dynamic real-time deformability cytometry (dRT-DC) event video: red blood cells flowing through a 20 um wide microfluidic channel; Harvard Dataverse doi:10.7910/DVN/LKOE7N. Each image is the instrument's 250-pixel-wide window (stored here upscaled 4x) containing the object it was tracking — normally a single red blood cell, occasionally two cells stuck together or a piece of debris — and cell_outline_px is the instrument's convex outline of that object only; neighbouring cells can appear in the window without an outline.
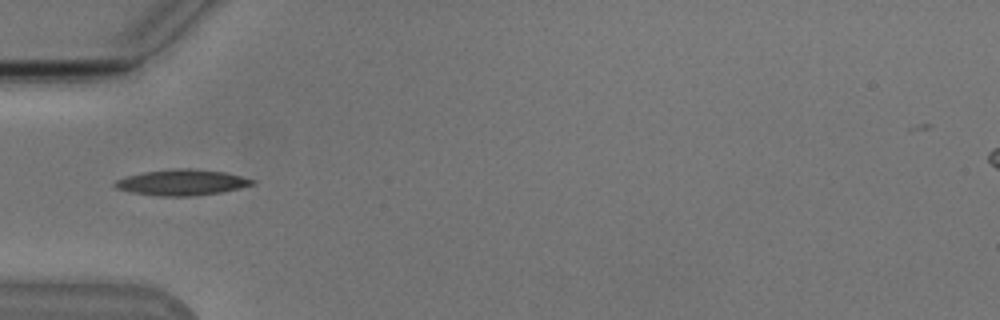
{"species": "Egyptian fruit bat (a non-hibernating species)", "species_latin": "Rousettus aegyptiacus", "temperature_condition": "cold", "stored_images_in_passage": 33, "camera_frame_rate_fps": 3000, "um_per_image_px": 0.085, "animal": {"sex": "male"}, "frame": {"image": 1, "passage_image": 1, "time_ms": 0.0, "image_size_px": [1000, 320], "cell_outline_px": [[256, 184], [240, 188], [220, 192], [192, 196], [160, 196], [132, 192], [116, 188], [112, 184], [116, 180], [124, 176], [144, 172], [176, 168], [188, 168], [224, 172], [256, 180]], "centroid_in_image_um": [15.45, 15.5], "position_along_channel_um": 69.6, "area_um2": 20.63}}
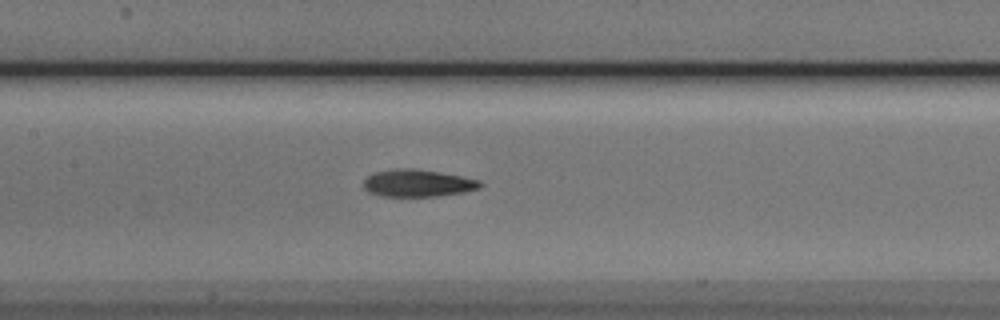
{"frame": {"image": 2, "passage_image": 9, "time_ms": 2.667, "image_size_px": [1000, 320], "cell_outline_px": [[484, 184], [480, 188], [464, 192], [440, 196], [380, 196], [368, 192], [364, 188], [364, 180], [368, 176], [376, 172], [396, 168], [416, 168], [440, 172], [480, 180]], "centroid_in_image_um": [35.52, 15.57], "position_along_channel_um": 171.9, "area_um2": 18.61}}
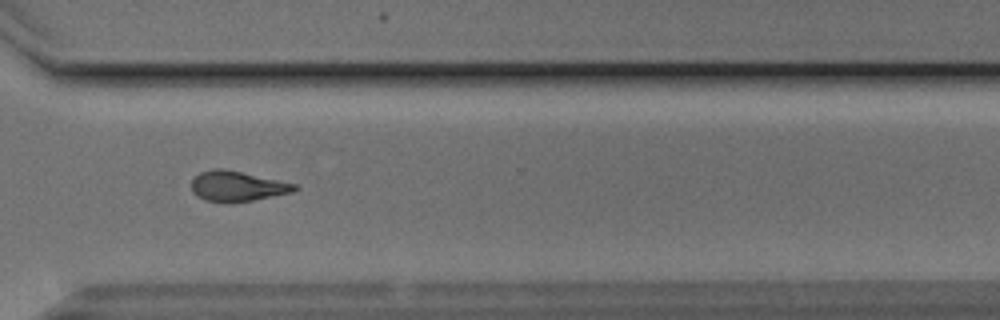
{"frame": {"image": 3, "passage_image": 23, "time_ms": 7.333, "image_size_px": [1000, 320], "cell_outline_px": [[300, 188], [292, 192], [252, 200], [228, 204], [224, 204], [204, 200], [192, 192], [192, 180], [200, 172], [212, 168], [224, 168], [296, 184]], "centroid_in_image_um": [20.13, 15.84], "position_along_channel_um": 350.5, "area_um2": 18.32}, "authors_computed_cell_mechanics": {"area_um2": 18.0336, "velocity_mm_per_s": 3.8332, "shape_relaxation_time_tau1_ms": 4.9243, "shape_relaxation_time_tau2_ms": 2.4521, "deformation_change_tau1": 0.1726, "deformation_change_tau2": 0.1049}}